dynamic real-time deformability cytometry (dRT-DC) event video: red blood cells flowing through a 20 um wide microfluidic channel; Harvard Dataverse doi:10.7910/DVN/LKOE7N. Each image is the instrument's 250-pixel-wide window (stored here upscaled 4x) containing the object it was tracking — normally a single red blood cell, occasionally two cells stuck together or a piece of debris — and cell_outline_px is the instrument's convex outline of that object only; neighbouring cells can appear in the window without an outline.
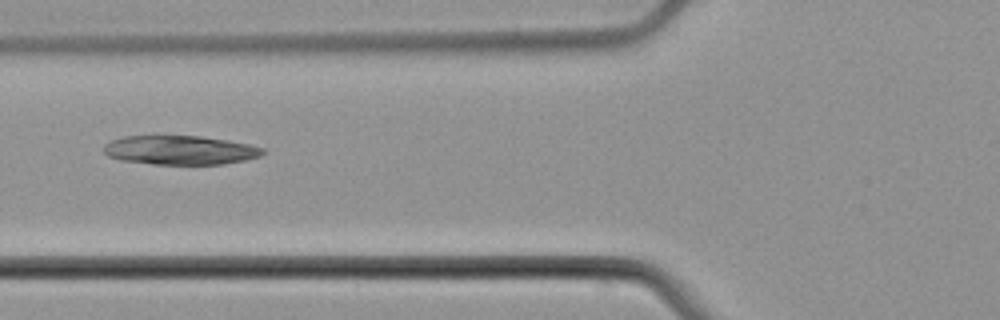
{"species": "common noctule bat (a hibernating species)", "species_latin": "Nyctalus noctula", "temperature_condition": "cold", "stored_images_in_passage": 4, "camera_frame_rate_fps": 3000, "um_per_image_px": 0.085, "animal": {"sex": "male", "body_mass_g": 21.5, "forearm_length_mm": 52.0}, "frame": {"image": 1, "passage_image": 4, "time_ms": 3.667, "image_size_px": [1000, 320], "cell_outline_px": [[268, 152], [260, 156], [244, 160], [224, 164], [152, 164], [120, 160], [108, 156], [104, 152], [104, 144], [112, 140], [124, 136], [200, 136], [228, 140], [248, 144], [264, 148]], "centroid_in_image_um": [15.33, 12.76], "position_along_channel_um": 110.5, "area_um2": 26.99}}